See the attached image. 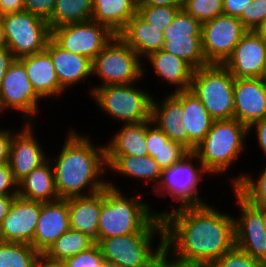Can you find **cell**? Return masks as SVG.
I'll use <instances>...</instances> for the list:
<instances>
[{
  "label": "cell",
  "instance_id": "cell-28",
  "mask_svg": "<svg viewBox=\"0 0 266 267\" xmlns=\"http://www.w3.org/2000/svg\"><path fill=\"white\" fill-rule=\"evenodd\" d=\"M18 196L39 202L60 199L55 186L54 170L49 159L18 183Z\"/></svg>",
  "mask_w": 266,
  "mask_h": 267
},
{
  "label": "cell",
  "instance_id": "cell-10",
  "mask_svg": "<svg viewBox=\"0 0 266 267\" xmlns=\"http://www.w3.org/2000/svg\"><path fill=\"white\" fill-rule=\"evenodd\" d=\"M1 18L6 47L16 59L45 51L51 38L48 22L28 11L4 14Z\"/></svg>",
  "mask_w": 266,
  "mask_h": 267
},
{
  "label": "cell",
  "instance_id": "cell-20",
  "mask_svg": "<svg viewBox=\"0 0 266 267\" xmlns=\"http://www.w3.org/2000/svg\"><path fill=\"white\" fill-rule=\"evenodd\" d=\"M45 51L52 59L59 84L65 92L93 77V63L88 57L64 50L52 38L49 39Z\"/></svg>",
  "mask_w": 266,
  "mask_h": 267
},
{
  "label": "cell",
  "instance_id": "cell-12",
  "mask_svg": "<svg viewBox=\"0 0 266 267\" xmlns=\"http://www.w3.org/2000/svg\"><path fill=\"white\" fill-rule=\"evenodd\" d=\"M115 35L107 26L92 20L51 30V38L61 48L73 54L86 56L92 61Z\"/></svg>",
  "mask_w": 266,
  "mask_h": 267
},
{
  "label": "cell",
  "instance_id": "cell-5",
  "mask_svg": "<svg viewBox=\"0 0 266 267\" xmlns=\"http://www.w3.org/2000/svg\"><path fill=\"white\" fill-rule=\"evenodd\" d=\"M136 84L103 85L95 88L90 98L104 115L121 124L146 122L151 119L155 95Z\"/></svg>",
  "mask_w": 266,
  "mask_h": 267
},
{
  "label": "cell",
  "instance_id": "cell-34",
  "mask_svg": "<svg viewBox=\"0 0 266 267\" xmlns=\"http://www.w3.org/2000/svg\"><path fill=\"white\" fill-rule=\"evenodd\" d=\"M162 50L182 58L194 69L208 65L204 57L202 36H168L164 37Z\"/></svg>",
  "mask_w": 266,
  "mask_h": 267
},
{
  "label": "cell",
  "instance_id": "cell-23",
  "mask_svg": "<svg viewBox=\"0 0 266 267\" xmlns=\"http://www.w3.org/2000/svg\"><path fill=\"white\" fill-rule=\"evenodd\" d=\"M118 36L144 60L143 77H145L148 69L145 66L148 62L144 58L163 48L165 41L162 28L147 23L136 13Z\"/></svg>",
  "mask_w": 266,
  "mask_h": 267
},
{
  "label": "cell",
  "instance_id": "cell-36",
  "mask_svg": "<svg viewBox=\"0 0 266 267\" xmlns=\"http://www.w3.org/2000/svg\"><path fill=\"white\" fill-rule=\"evenodd\" d=\"M41 258L31 245L0 241V267H36Z\"/></svg>",
  "mask_w": 266,
  "mask_h": 267
},
{
  "label": "cell",
  "instance_id": "cell-46",
  "mask_svg": "<svg viewBox=\"0 0 266 267\" xmlns=\"http://www.w3.org/2000/svg\"><path fill=\"white\" fill-rule=\"evenodd\" d=\"M253 0H223V14L239 17Z\"/></svg>",
  "mask_w": 266,
  "mask_h": 267
},
{
  "label": "cell",
  "instance_id": "cell-59",
  "mask_svg": "<svg viewBox=\"0 0 266 267\" xmlns=\"http://www.w3.org/2000/svg\"><path fill=\"white\" fill-rule=\"evenodd\" d=\"M103 267H115V266H112V265H109V264H105Z\"/></svg>",
  "mask_w": 266,
  "mask_h": 267
},
{
  "label": "cell",
  "instance_id": "cell-29",
  "mask_svg": "<svg viewBox=\"0 0 266 267\" xmlns=\"http://www.w3.org/2000/svg\"><path fill=\"white\" fill-rule=\"evenodd\" d=\"M105 144V155L147 156L146 122L122 124Z\"/></svg>",
  "mask_w": 266,
  "mask_h": 267
},
{
  "label": "cell",
  "instance_id": "cell-41",
  "mask_svg": "<svg viewBox=\"0 0 266 267\" xmlns=\"http://www.w3.org/2000/svg\"><path fill=\"white\" fill-rule=\"evenodd\" d=\"M60 264L63 267H103L105 261L99 245L95 243L88 250L72 256Z\"/></svg>",
  "mask_w": 266,
  "mask_h": 267
},
{
  "label": "cell",
  "instance_id": "cell-51",
  "mask_svg": "<svg viewBox=\"0 0 266 267\" xmlns=\"http://www.w3.org/2000/svg\"><path fill=\"white\" fill-rule=\"evenodd\" d=\"M16 196H2L0 195V224L5 216L8 214L9 209Z\"/></svg>",
  "mask_w": 266,
  "mask_h": 267
},
{
  "label": "cell",
  "instance_id": "cell-52",
  "mask_svg": "<svg viewBox=\"0 0 266 267\" xmlns=\"http://www.w3.org/2000/svg\"><path fill=\"white\" fill-rule=\"evenodd\" d=\"M148 267H173V259L164 251Z\"/></svg>",
  "mask_w": 266,
  "mask_h": 267
},
{
  "label": "cell",
  "instance_id": "cell-8",
  "mask_svg": "<svg viewBox=\"0 0 266 267\" xmlns=\"http://www.w3.org/2000/svg\"><path fill=\"white\" fill-rule=\"evenodd\" d=\"M234 81L235 78L223 65L208 64L194 70L190 90L213 120L233 119Z\"/></svg>",
  "mask_w": 266,
  "mask_h": 267
},
{
  "label": "cell",
  "instance_id": "cell-3",
  "mask_svg": "<svg viewBox=\"0 0 266 267\" xmlns=\"http://www.w3.org/2000/svg\"><path fill=\"white\" fill-rule=\"evenodd\" d=\"M112 182L108 180V186L101 190L98 241L138 232H164L161 216L148 200H142L141 192L128 197Z\"/></svg>",
  "mask_w": 266,
  "mask_h": 267
},
{
  "label": "cell",
  "instance_id": "cell-32",
  "mask_svg": "<svg viewBox=\"0 0 266 267\" xmlns=\"http://www.w3.org/2000/svg\"><path fill=\"white\" fill-rule=\"evenodd\" d=\"M94 244L84 233L69 229L50 245L42 254V258L51 263H61L76 254L88 250Z\"/></svg>",
  "mask_w": 266,
  "mask_h": 267
},
{
  "label": "cell",
  "instance_id": "cell-9",
  "mask_svg": "<svg viewBox=\"0 0 266 267\" xmlns=\"http://www.w3.org/2000/svg\"><path fill=\"white\" fill-rule=\"evenodd\" d=\"M155 237L159 238V243L158 240L154 242ZM156 242L158 245L154 246ZM97 244L105 264L115 267H148L164 252V232L115 236L101 239Z\"/></svg>",
  "mask_w": 266,
  "mask_h": 267
},
{
  "label": "cell",
  "instance_id": "cell-13",
  "mask_svg": "<svg viewBox=\"0 0 266 267\" xmlns=\"http://www.w3.org/2000/svg\"><path fill=\"white\" fill-rule=\"evenodd\" d=\"M248 32L238 17L219 15L202 24V47L207 64L223 65Z\"/></svg>",
  "mask_w": 266,
  "mask_h": 267
},
{
  "label": "cell",
  "instance_id": "cell-25",
  "mask_svg": "<svg viewBox=\"0 0 266 267\" xmlns=\"http://www.w3.org/2000/svg\"><path fill=\"white\" fill-rule=\"evenodd\" d=\"M107 168L117 176L129 177L145 184L153 182L152 190L156 189L162 179L163 169L151 156L106 155ZM119 174V175H118ZM151 182V183H150ZM154 187V188H153Z\"/></svg>",
  "mask_w": 266,
  "mask_h": 267
},
{
  "label": "cell",
  "instance_id": "cell-56",
  "mask_svg": "<svg viewBox=\"0 0 266 267\" xmlns=\"http://www.w3.org/2000/svg\"><path fill=\"white\" fill-rule=\"evenodd\" d=\"M260 213L266 230V205H253Z\"/></svg>",
  "mask_w": 266,
  "mask_h": 267
},
{
  "label": "cell",
  "instance_id": "cell-1",
  "mask_svg": "<svg viewBox=\"0 0 266 267\" xmlns=\"http://www.w3.org/2000/svg\"><path fill=\"white\" fill-rule=\"evenodd\" d=\"M157 215L163 221L164 251L178 262L211 266L235 246L234 215L212 204L158 210Z\"/></svg>",
  "mask_w": 266,
  "mask_h": 267
},
{
  "label": "cell",
  "instance_id": "cell-58",
  "mask_svg": "<svg viewBox=\"0 0 266 267\" xmlns=\"http://www.w3.org/2000/svg\"><path fill=\"white\" fill-rule=\"evenodd\" d=\"M262 78L266 81V65H265V69H264L263 77Z\"/></svg>",
  "mask_w": 266,
  "mask_h": 267
},
{
  "label": "cell",
  "instance_id": "cell-35",
  "mask_svg": "<svg viewBox=\"0 0 266 267\" xmlns=\"http://www.w3.org/2000/svg\"><path fill=\"white\" fill-rule=\"evenodd\" d=\"M251 173L231 177V188L250 205H266V166L256 179Z\"/></svg>",
  "mask_w": 266,
  "mask_h": 267
},
{
  "label": "cell",
  "instance_id": "cell-49",
  "mask_svg": "<svg viewBox=\"0 0 266 267\" xmlns=\"http://www.w3.org/2000/svg\"><path fill=\"white\" fill-rule=\"evenodd\" d=\"M24 11V0H0V16Z\"/></svg>",
  "mask_w": 266,
  "mask_h": 267
},
{
  "label": "cell",
  "instance_id": "cell-16",
  "mask_svg": "<svg viewBox=\"0 0 266 267\" xmlns=\"http://www.w3.org/2000/svg\"><path fill=\"white\" fill-rule=\"evenodd\" d=\"M42 202L16 196L0 224V241L28 244L33 247Z\"/></svg>",
  "mask_w": 266,
  "mask_h": 267
},
{
  "label": "cell",
  "instance_id": "cell-30",
  "mask_svg": "<svg viewBox=\"0 0 266 267\" xmlns=\"http://www.w3.org/2000/svg\"><path fill=\"white\" fill-rule=\"evenodd\" d=\"M146 147L151 156L162 169L179 163L189 151L181 144L171 141L152 120L146 121Z\"/></svg>",
  "mask_w": 266,
  "mask_h": 267
},
{
  "label": "cell",
  "instance_id": "cell-50",
  "mask_svg": "<svg viewBox=\"0 0 266 267\" xmlns=\"http://www.w3.org/2000/svg\"><path fill=\"white\" fill-rule=\"evenodd\" d=\"M183 0H136V6L182 7Z\"/></svg>",
  "mask_w": 266,
  "mask_h": 267
},
{
  "label": "cell",
  "instance_id": "cell-57",
  "mask_svg": "<svg viewBox=\"0 0 266 267\" xmlns=\"http://www.w3.org/2000/svg\"><path fill=\"white\" fill-rule=\"evenodd\" d=\"M255 32L266 42V21L261 24Z\"/></svg>",
  "mask_w": 266,
  "mask_h": 267
},
{
  "label": "cell",
  "instance_id": "cell-19",
  "mask_svg": "<svg viewBox=\"0 0 266 267\" xmlns=\"http://www.w3.org/2000/svg\"><path fill=\"white\" fill-rule=\"evenodd\" d=\"M70 229L67 199L42 202L33 247L42 255L63 233Z\"/></svg>",
  "mask_w": 266,
  "mask_h": 267
},
{
  "label": "cell",
  "instance_id": "cell-47",
  "mask_svg": "<svg viewBox=\"0 0 266 267\" xmlns=\"http://www.w3.org/2000/svg\"><path fill=\"white\" fill-rule=\"evenodd\" d=\"M249 136L251 135V131L256 132L254 137L257 139V145L262 150L264 156L266 157V118L255 122L249 128Z\"/></svg>",
  "mask_w": 266,
  "mask_h": 267
},
{
  "label": "cell",
  "instance_id": "cell-54",
  "mask_svg": "<svg viewBox=\"0 0 266 267\" xmlns=\"http://www.w3.org/2000/svg\"><path fill=\"white\" fill-rule=\"evenodd\" d=\"M2 47H6V38H5L4 24L0 16V48Z\"/></svg>",
  "mask_w": 266,
  "mask_h": 267
},
{
  "label": "cell",
  "instance_id": "cell-21",
  "mask_svg": "<svg viewBox=\"0 0 266 267\" xmlns=\"http://www.w3.org/2000/svg\"><path fill=\"white\" fill-rule=\"evenodd\" d=\"M18 60L26 68L30 83L42 99H51L53 103L56 97L66 93L59 84L52 59L46 51L22 56Z\"/></svg>",
  "mask_w": 266,
  "mask_h": 267
},
{
  "label": "cell",
  "instance_id": "cell-39",
  "mask_svg": "<svg viewBox=\"0 0 266 267\" xmlns=\"http://www.w3.org/2000/svg\"><path fill=\"white\" fill-rule=\"evenodd\" d=\"M168 36H202V24L193 16L181 9L168 27L163 30Z\"/></svg>",
  "mask_w": 266,
  "mask_h": 267
},
{
  "label": "cell",
  "instance_id": "cell-6",
  "mask_svg": "<svg viewBox=\"0 0 266 267\" xmlns=\"http://www.w3.org/2000/svg\"><path fill=\"white\" fill-rule=\"evenodd\" d=\"M204 175L210 176L198 157L193 152H189L179 163L163 169L160 184L152 191V194L161 199L162 197L166 199L167 196L172 198L174 206H167V208L172 207L171 209L181 206L204 205L207 200L199 194L201 192L199 191L200 183L203 179L205 180Z\"/></svg>",
  "mask_w": 266,
  "mask_h": 267
},
{
  "label": "cell",
  "instance_id": "cell-44",
  "mask_svg": "<svg viewBox=\"0 0 266 267\" xmlns=\"http://www.w3.org/2000/svg\"><path fill=\"white\" fill-rule=\"evenodd\" d=\"M0 195L18 196V183L13 177L9 163L0 164Z\"/></svg>",
  "mask_w": 266,
  "mask_h": 267
},
{
  "label": "cell",
  "instance_id": "cell-27",
  "mask_svg": "<svg viewBox=\"0 0 266 267\" xmlns=\"http://www.w3.org/2000/svg\"><path fill=\"white\" fill-rule=\"evenodd\" d=\"M68 201L70 229L80 231L98 243V225L101 211V191L66 198Z\"/></svg>",
  "mask_w": 266,
  "mask_h": 267
},
{
  "label": "cell",
  "instance_id": "cell-2",
  "mask_svg": "<svg viewBox=\"0 0 266 267\" xmlns=\"http://www.w3.org/2000/svg\"><path fill=\"white\" fill-rule=\"evenodd\" d=\"M68 130L59 154L48 158L59 198L87 196L103 190L108 186V179L104 178L108 173L105 144L97 146L88 134L72 127Z\"/></svg>",
  "mask_w": 266,
  "mask_h": 267
},
{
  "label": "cell",
  "instance_id": "cell-15",
  "mask_svg": "<svg viewBox=\"0 0 266 267\" xmlns=\"http://www.w3.org/2000/svg\"><path fill=\"white\" fill-rule=\"evenodd\" d=\"M35 123H25L13 134L10 148L9 165L17 183L25 178L33 169L40 167L48 158L43 145L36 137Z\"/></svg>",
  "mask_w": 266,
  "mask_h": 267
},
{
  "label": "cell",
  "instance_id": "cell-14",
  "mask_svg": "<svg viewBox=\"0 0 266 267\" xmlns=\"http://www.w3.org/2000/svg\"><path fill=\"white\" fill-rule=\"evenodd\" d=\"M233 191V199L240 208L239 216L234 217L235 246L252 258L266 263V230L261 213Z\"/></svg>",
  "mask_w": 266,
  "mask_h": 267
},
{
  "label": "cell",
  "instance_id": "cell-48",
  "mask_svg": "<svg viewBox=\"0 0 266 267\" xmlns=\"http://www.w3.org/2000/svg\"><path fill=\"white\" fill-rule=\"evenodd\" d=\"M15 57L7 47L0 48V84L4 79L10 65L15 61Z\"/></svg>",
  "mask_w": 266,
  "mask_h": 267
},
{
  "label": "cell",
  "instance_id": "cell-38",
  "mask_svg": "<svg viewBox=\"0 0 266 267\" xmlns=\"http://www.w3.org/2000/svg\"><path fill=\"white\" fill-rule=\"evenodd\" d=\"M182 7L137 6V14L147 23L165 30Z\"/></svg>",
  "mask_w": 266,
  "mask_h": 267
},
{
  "label": "cell",
  "instance_id": "cell-42",
  "mask_svg": "<svg viewBox=\"0 0 266 267\" xmlns=\"http://www.w3.org/2000/svg\"><path fill=\"white\" fill-rule=\"evenodd\" d=\"M238 18L248 31H255L266 21V0H253Z\"/></svg>",
  "mask_w": 266,
  "mask_h": 267
},
{
  "label": "cell",
  "instance_id": "cell-55",
  "mask_svg": "<svg viewBox=\"0 0 266 267\" xmlns=\"http://www.w3.org/2000/svg\"><path fill=\"white\" fill-rule=\"evenodd\" d=\"M36 267H63L60 263H51L41 258Z\"/></svg>",
  "mask_w": 266,
  "mask_h": 267
},
{
  "label": "cell",
  "instance_id": "cell-17",
  "mask_svg": "<svg viewBox=\"0 0 266 267\" xmlns=\"http://www.w3.org/2000/svg\"><path fill=\"white\" fill-rule=\"evenodd\" d=\"M266 65V42L248 31L234 47L223 66L234 78H262Z\"/></svg>",
  "mask_w": 266,
  "mask_h": 267
},
{
  "label": "cell",
  "instance_id": "cell-40",
  "mask_svg": "<svg viewBox=\"0 0 266 267\" xmlns=\"http://www.w3.org/2000/svg\"><path fill=\"white\" fill-rule=\"evenodd\" d=\"M210 267H266V263L252 258L243 250L234 246Z\"/></svg>",
  "mask_w": 266,
  "mask_h": 267
},
{
  "label": "cell",
  "instance_id": "cell-33",
  "mask_svg": "<svg viewBox=\"0 0 266 267\" xmlns=\"http://www.w3.org/2000/svg\"><path fill=\"white\" fill-rule=\"evenodd\" d=\"M93 0H56L51 19L50 29L68 24L82 23L91 20Z\"/></svg>",
  "mask_w": 266,
  "mask_h": 267
},
{
  "label": "cell",
  "instance_id": "cell-53",
  "mask_svg": "<svg viewBox=\"0 0 266 267\" xmlns=\"http://www.w3.org/2000/svg\"><path fill=\"white\" fill-rule=\"evenodd\" d=\"M173 267H210L206 264H186L173 259Z\"/></svg>",
  "mask_w": 266,
  "mask_h": 267
},
{
  "label": "cell",
  "instance_id": "cell-7",
  "mask_svg": "<svg viewBox=\"0 0 266 267\" xmlns=\"http://www.w3.org/2000/svg\"><path fill=\"white\" fill-rule=\"evenodd\" d=\"M92 63V76L99 78L100 83L90 86V95L95 88L103 85L133 84L144 79L143 60L118 35L114 36Z\"/></svg>",
  "mask_w": 266,
  "mask_h": 267
},
{
  "label": "cell",
  "instance_id": "cell-26",
  "mask_svg": "<svg viewBox=\"0 0 266 267\" xmlns=\"http://www.w3.org/2000/svg\"><path fill=\"white\" fill-rule=\"evenodd\" d=\"M145 58L151 64L157 78H161L168 86H173L171 93L190 89L195 69L185 60L162 49Z\"/></svg>",
  "mask_w": 266,
  "mask_h": 267
},
{
  "label": "cell",
  "instance_id": "cell-11",
  "mask_svg": "<svg viewBox=\"0 0 266 267\" xmlns=\"http://www.w3.org/2000/svg\"><path fill=\"white\" fill-rule=\"evenodd\" d=\"M41 100L28 79L26 68L15 59L0 84V114L9 113L10 109L20 111L24 123H34Z\"/></svg>",
  "mask_w": 266,
  "mask_h": 267
},
{
  "label": "cell",
  "instance_id": "cell-4",
  "mask_svg": "<svg viewBox=\"0 0 266 267\" xmlns=\"http://www.w3.org/2000/svg\"><path fill=\"white\" fill-rule=\"evenodd\" d=\"M249 137L248 127L233 119L214 120L210 131L198 144L193 153L204 169L215 177L229 173L234 162L245 154Z\"/></svg>",
  "mask_w": 266,
  "mask_h": 267
},
{
  "label": "cell",
  "instance_id": "cell-24",
  "mask_svg": "<svg viewBox=\"0 0 266 267\" xmlns=\"http://www.w3.org/2000/svg\"><path fill=\"white\" fill-rule=\"evenodd\" d=\"M183 105L182 122L188 135V151L193 152L210 131L214 121L199 98L190 90L173 93Z\"/></svg>",
  "mask_w": 266,
  "mask_h": 267
},
{
  "label": "cell",
  "instance_id": "cell-31",
  "mask_svg": "<svg viewBox=\"0 0 266 267\" xmlns=\"http://www.w3.org/2000/svg\"><path fill=\"white\" fill-rule=\"evenodd\" d=\"M136 13V0H93L91 20L118 35Z\"/></svg>",
  "mask_w": 266,
  "mask_h": 267
},
{
  "label": "cell",
  "instance_id": "cell-18",
  "mask_svg": "<svg viewBox=\"0 0 266 267\" xmlns=\"http://www.w3.org/2000/svg\"><path fill=\"white\" fill-rule=\"evenodd\" d=\"M234 118L248 128L266 118V81L263 78H235Z\"/></svg>",
  "mask_w": 266,
  "mask_h": 267
},
{
  "label": "cell",
  "instance_id": "cell-37",
  "mask_svg": "<svg viewBox=\"0 0 266 267\" xmlns=\"http://www.w3.org/2000/svg\"><path fill=\"white\" fill-rule=\"evenodd\" d=\"M182 9L203 24L223 14V0H183Z\"/></svg>",
  "mask_w": 266,
  "mask_h": 267
},
{
  "label": "cell",
  "instance_id": "cell-22",
  "mask_svg": "<svg viewBox=\"0 0 266 267\" xmlns=\"http://www.w3.org/2000/svg\"><path fill=\"white\" fill-rule=\"evenodd\" d=\"M162 100V101H161ZM153 96L151 120L165 135L188 150V135L182 122L183 105L173 94H165L163 98Z\"/></svg>",
  "mask_w": 266,
  "mask_h": 267
},
{
  "label": "cell",
  "instance_id": "cell-43",
  "mask_svg": "<svg viewBox=\"0 0 266 267\" xmlns=\"http://www.w3.org/2000/svg\"><path fill=\"white\" fill-rule=\"evenodd\" d=\"M56 0H24V11L48 22L51 19Z\"/></svg>",
  "mask_w": 266,
  "mask_h": 267
},
{
  "label": "cell",
  "instance_id": "cell-45",
  "mask_svg": "<svg viewBox=\"0 0 266 267\" xmlns=\"http://www.w3.org/2000/svg\"><path fill=\"white\" fill-rule=\"evenodd\" d=\"M14 130L6 127L0 129V164L9 163L10 148Z\"/></svg>",
  "mask_w": 266,
  "mask_h": 267
}]
</instances>
